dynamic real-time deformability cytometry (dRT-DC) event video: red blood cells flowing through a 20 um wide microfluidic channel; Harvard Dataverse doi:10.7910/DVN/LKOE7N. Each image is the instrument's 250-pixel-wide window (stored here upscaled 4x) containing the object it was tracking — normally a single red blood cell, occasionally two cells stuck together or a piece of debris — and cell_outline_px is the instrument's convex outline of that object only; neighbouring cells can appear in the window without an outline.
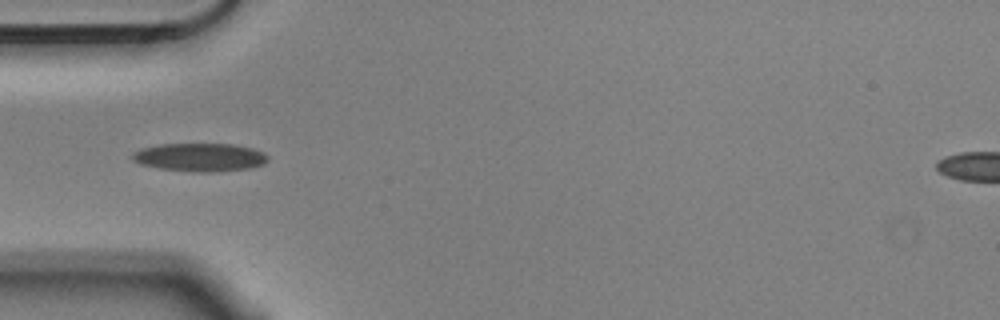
{"species": "Egyptian fruit bat (a non-hibernating species)", "species_latin": "Rousettus aegyptiacus", "temperature_condition": "cold", "stored_images_in_passage": 9, "camera_frame_rate_fps": 3000, "um_per_image_px": 0.085, "animal": {"sex": "male"}, "frame": {"image": 1, "passage_image": 3, "time_ms": 0.667, "image_size_px": [1000, 320], "cell_outline_px": [[268, 160], [264, 164], [248, 168], [208, 172], [192, 172], [160, 168], [140, 164], [132, 160], [132, 152], [140, 148], [160, 144], [232, 144], [252, 148], [264, 152], [268, 156]], "centroid_in_image_um": [16.97, 13.36], "position_along_channel_um": 68.0, "area_um2": 22.31}}
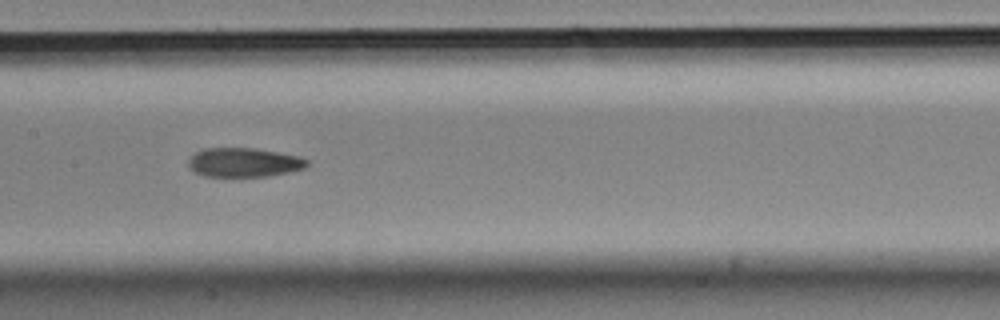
{"frame": {"image": 2, "passage_image": 6, "time_ms": 1.667, "image_size_px": [1000, 320], "cell_outline_px": [[308, 164], [304, 168], [288, 172], [268, 176], [204, 176], [196, 172], [188, 164], [188, 160], [196, 152], [204, 148], [256, 148], [300, 156], [308, 160]], "centroid_in_image_um": [20.75, 13.79], "position_along_channel_um": 186.6, "area_um2": 20.0}}
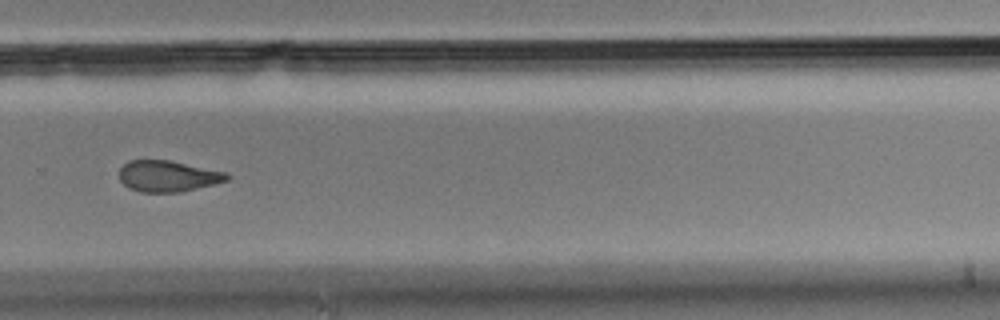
{"frame": {"image": 3, "passage_image": 9, "time_ms": 2.667, "image_size_px": [1000, 320], "cell_outline_px": [[232, 176], [228, 180], [216, 184], [180, 192], [140, 192], [128, 188], [120, 180], [120, 168], [128, 160], [168, 160], [228, 172]], "centroid_in_image_um": [14.3, 14.97], "position_along_channel_um": 315.5, "area_um2": 19.71}}